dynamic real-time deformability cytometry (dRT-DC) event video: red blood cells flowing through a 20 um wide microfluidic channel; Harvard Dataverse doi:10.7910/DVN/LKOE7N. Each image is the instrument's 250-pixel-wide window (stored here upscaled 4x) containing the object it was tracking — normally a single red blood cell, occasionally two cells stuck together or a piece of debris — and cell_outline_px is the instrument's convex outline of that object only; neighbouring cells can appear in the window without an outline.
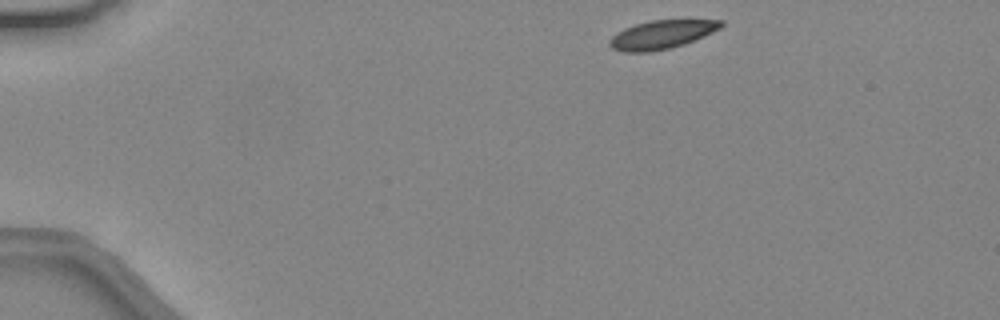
{"species": "common noctule bat (a hibernating species)", "species_latin": "Nyctalus noctula", "temperature_condition": "warm", "stored_images_in_passage": 40, "camera_frame_rate_fps": 3000, "um_per_image_px": 0.085, "animal": {"sex": "female", "body_mass_g": 24.6, "forearm_length_mm": 56.2}, "frame": {"image": 1, "passage_image": 1, "time_ms": 0.0, "image_size_px": [1000, 320], "cell_outline_px": [[724, 24], [720, 28], [704, 36], [684, 44], [668, 48], [648, 52], [624, 52], [612, 48], [608, 44], [608, 40], [616, 32], [624, 28], [636, 24], [652, 20], [724, 20]], "centroid_in_image_um": [56.21, 2.94], "position_along_channel_um": 28.8, "area_um2": 18.44}}
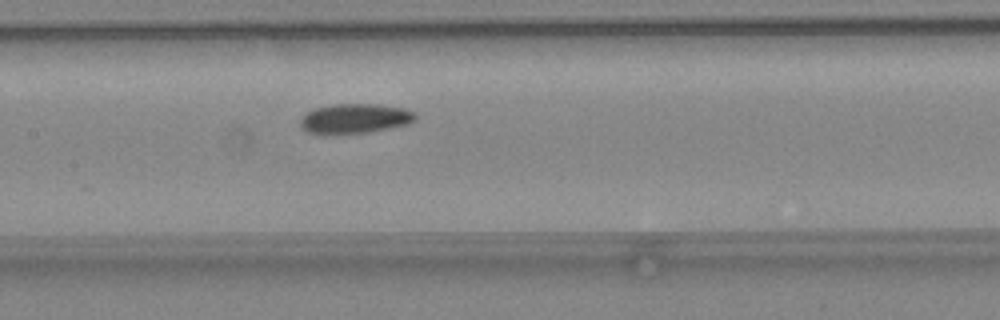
{"frame": {"image": 2, "passage_image": 17, "time_ms": 5.333, "image_size_px": [1000, 320], "cell_outline_px": [[416, 120], [408, 124], [368, 132], [332, 136], [308, 132], [300, 124], [300, 120], [308, 112], [316, 108], [336, 104], [380, 104], [404, 108], [412, 112], [416, 116]], "centroid_in_image_um": [30.16, 10.1], "position_along_channel_um": 177.2, "area_um2": 20.06}}
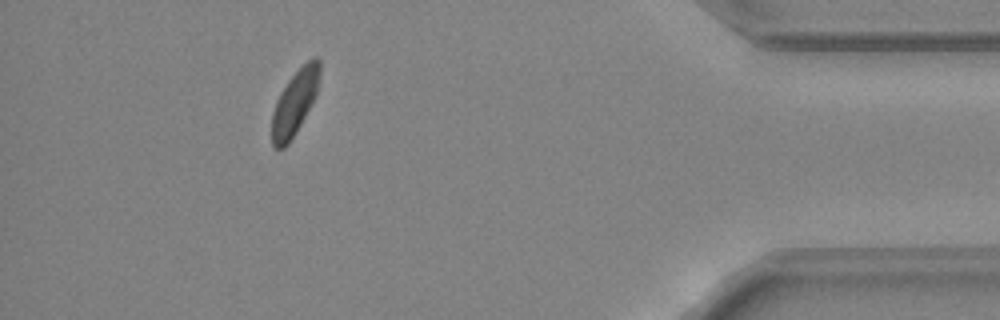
{"frame": {"image": 3, "passage_image": 36, "time_ms": 11.667, "image_size_px": [1000, 320], "cell_outline_px": [[320, 72], [316, 96], [300, 124], [288, 144], [284, 148], [276, 148], [272, 144], [272, 112], [276, 100], [280, 92], [288, 80], [312, 56], [316, 56], [320, 60]], "centroid_in_image_um": [25.05, 8.69], "position_along_channel_um": 410.1, "area_um2": 17.86}, "authors_computed_cell_mechanics": {"area_um2": 19.6231, "velocity_mm_per_s": 4.4076, "shape_relaxation_time_tau1_ms": 3.2452, "shape_relaxation_time_tau2_ms": null, "deformation_change_tau1": 0.0787, "deformation_change_tau2": null}}